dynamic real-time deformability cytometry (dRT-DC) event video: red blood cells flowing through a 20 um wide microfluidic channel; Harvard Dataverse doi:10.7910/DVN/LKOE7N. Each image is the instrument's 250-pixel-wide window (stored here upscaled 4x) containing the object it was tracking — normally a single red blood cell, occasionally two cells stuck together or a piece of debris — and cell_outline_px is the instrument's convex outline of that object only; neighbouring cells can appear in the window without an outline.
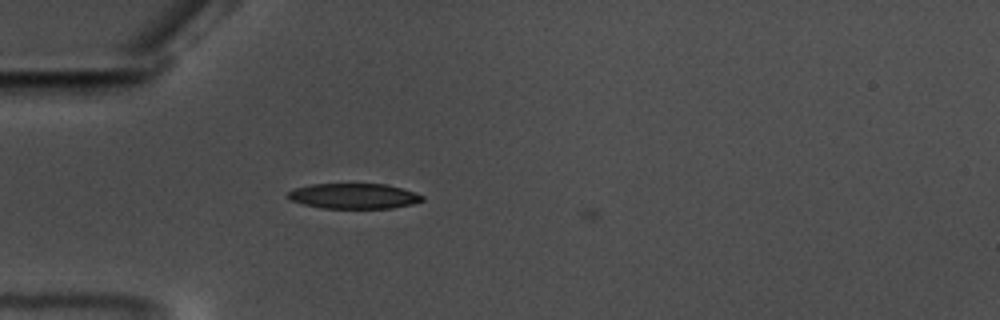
{"species": "common noctule bat (a hibernating species)", "species_latin": "Nyctalus noctula", "temperature_condition": "warm", "stored_images_in_passage": 9, "camera_frame_rate_fps": 3000, "um_per_image_px": 0.085, "animal": {"sex": "male", "body_mass_g": 17.5, "forearm_length_mm": 52.3}, "frame": {"image": 1, "passage_image": 8, "time_ms": 2.333, "image_size_px": [1000, 320], "cell_outline_px": [[424, 200], [412, 204], [392, 208], [324, 208], [304, 204], [292, 200], [284, 196], [288, 192], [296, 188], [312, 184], [384, 184], [416, 192], [424, 196]], "centroid_in_image_um": [30.09, 16.66], "position_along_channel_um": 54.9, "area_um2": 19.71}}